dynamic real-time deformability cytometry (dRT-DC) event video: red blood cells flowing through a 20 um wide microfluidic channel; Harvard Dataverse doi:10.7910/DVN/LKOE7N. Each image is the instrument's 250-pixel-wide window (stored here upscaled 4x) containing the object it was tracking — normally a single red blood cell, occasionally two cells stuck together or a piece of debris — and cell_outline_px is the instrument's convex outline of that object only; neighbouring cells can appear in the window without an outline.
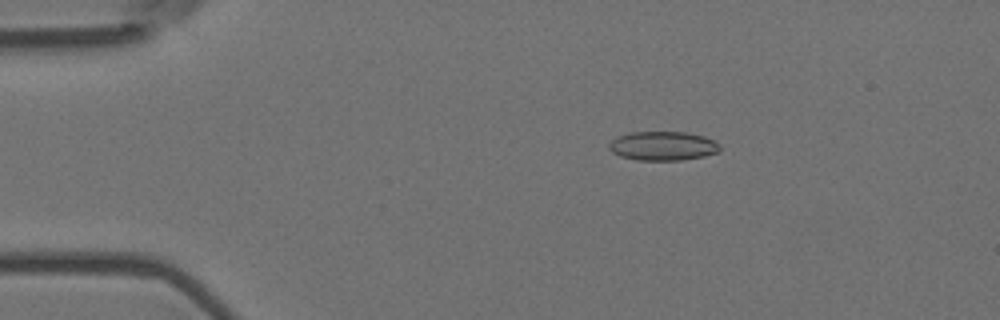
{"species": "Egyptian fruit bat (a non-hibernating species)", "species_latin": "Rousettus aegyptiacus", "temperature_condition": "room temperature", "stored_images_in_passage": 55, "camera_frame_rate_fps": 3000, "um_per_image_px": 0.085, "animal": {"sex": "female"}, "frame": {"image": 1, "passage_image": 10, "time_ms": 3.0, "image_size_px": [1000, 320], "cell_outline_px": [[720, 152], [704, 156], [680, 160], [636, 160], [620, 156], [612, 152], [608, 148], [608, 144], [616, 136], [632, 132], [684, 132], [704, 136], [716, 140], [720, 144]], "centroid_in_image_um": [56.35, 12.4], "position_along_channel_um": 28.6, "area_um2": 18.96}}
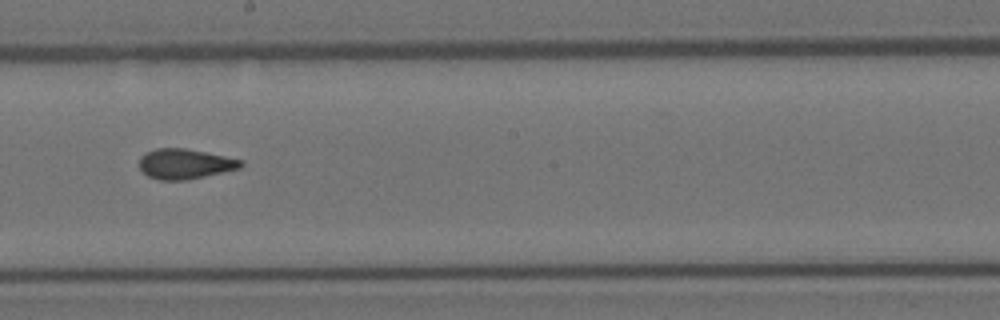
{"frame": {"image": 2, "passage_image": 31, "time_ms": 10.0, "image_size_px": [1000, 320], "cell_outline_px": [[244, 164], [240, 168], [204, 176], [184, 180], [160, 180], [148, 176], [140, 168], [140, 156], [144, 152], [156, 148], [184, 148], [244, 160]], "centroid_in_image_um": [15.71, 13.92], "position_along_channel_um": 232.5, "area_um2": 17.69}}
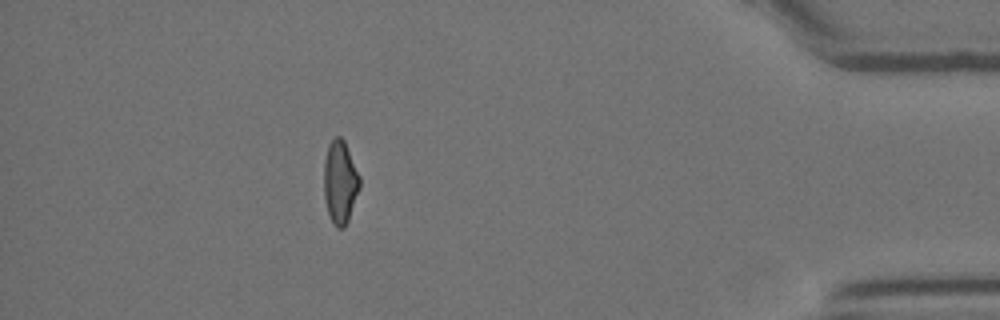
{"frame": {"image": 3, "passage_image": 49, "time_ms": 16.0, "image_size_px": [1000, 320], "cell_outline_px": [[360, 188], [348, 220], [344, 228], [336, 228], [328, 212], [324, 200], [324, 160], [328, 144], [336, 136], [340, 136], [344, 140], [360, 176]], "centroid_in_image_um": [28.91, 15.47], "position_along_channel_um": 406.3, "area_um2": 17.34}, "authors_computed_cell_mechanics": {"area_um2": 18.0336, "velocity_mm_per_s": 3.7254, "shape_relaxation_time_tau1_ms": null, "shape_relaxation_time_tau2_ms": 2.2829, "deformation_change_tau1": null, "deformation_change_tau2": 0.0741}}